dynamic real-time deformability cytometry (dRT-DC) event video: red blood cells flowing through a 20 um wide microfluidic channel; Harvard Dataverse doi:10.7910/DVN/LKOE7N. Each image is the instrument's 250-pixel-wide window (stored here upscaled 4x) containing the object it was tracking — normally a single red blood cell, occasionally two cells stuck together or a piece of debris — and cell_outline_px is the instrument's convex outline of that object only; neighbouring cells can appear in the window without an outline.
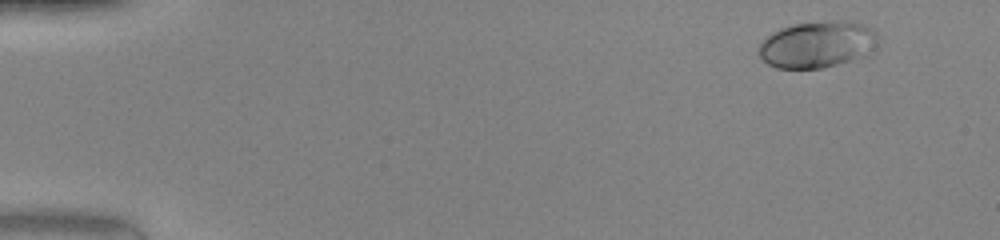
{"species": "human", "species_latin": "Homo sapiens", "temperature_condition": "warm", "stored_images_in_passage": 46, "camera_frame_rate_fps": 3000, "um_per_image_px": 0.085, "donor": {"sex": "female"}, "frame": {"image": 1, "passage_image": 1, "time_ms": 0.0, "image_size_px": [1000, 240], "cell_outline_px": [[880, 36], [876, 48], [872, 52], [836, 64], [820, 68], [776, 68], [768, 64], [760, 56], [760, 44], [772, 32], [780, 28], [796, 24], [832, 20], [848, 20], [864, 24], [876, 28]], "centroid_in_image_um": [69.55, 3.74], "position_along_channel_um": 15.4, "area_um2": 32.48}}
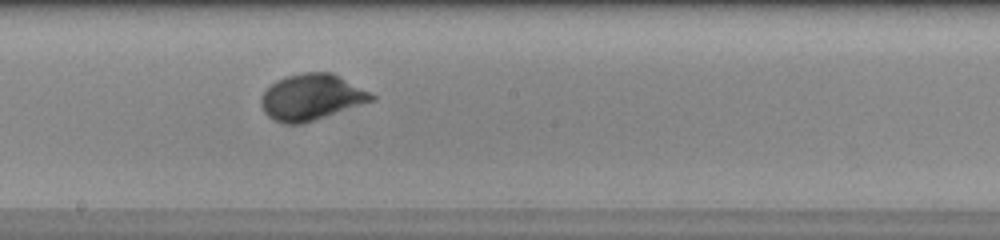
{"frame": {"image": 2, "passage_image": 25, "time_ms": 8.0, "image_size_px": [1000, 240], "cell_outline_px": [[376, 100], [300, 124], [284, 124], [268, 116], [264, 112], [260, 104], [260, 100], [264, 92], [276, 80], [300, 72], [332, 72], [372, 92], [376, 96]], "centroid_in_image_um": [26.5, 8.24], "position_along_channel_um": 221.7, "area_um2": 29.65}}
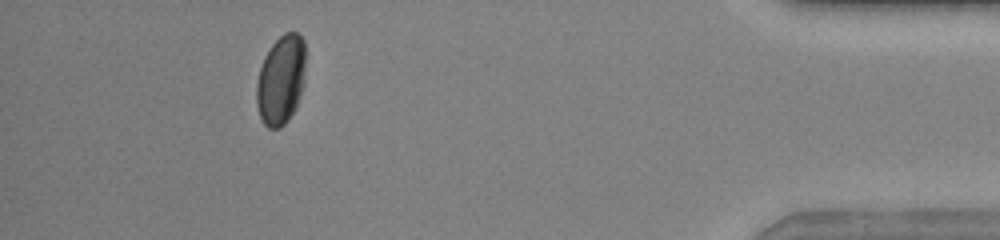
{"frame": {"image": 3, "passage_image": 42, "time_ms": 13.667, "image_size_px": [1000, 240], "cell_outline_px": [[304, 84], [296, 108], [288, 120], [280, 128], [268, 128], [264, 124], [260, 116], [256, 104], [256, 84], [260, 68], [264, 56], [272, 44], [284, 32], [296, 32], [304, 40]], "centroid_in_image_um": [23.87, 6.8], "position_along_channel_um": 411.3, "area_um2": 25.66}, "authors_computed_cell_mechanics": {"area_um2": 28.5532, "velocity_mm_per_s": 4.2289, "shape_relaxation_time_tau1_ms": 2.5368, "shape_relaxation_time_tau2_ms": null, "deformation_change_tau1": 0.1452, "deformation_change_tau2": null}}